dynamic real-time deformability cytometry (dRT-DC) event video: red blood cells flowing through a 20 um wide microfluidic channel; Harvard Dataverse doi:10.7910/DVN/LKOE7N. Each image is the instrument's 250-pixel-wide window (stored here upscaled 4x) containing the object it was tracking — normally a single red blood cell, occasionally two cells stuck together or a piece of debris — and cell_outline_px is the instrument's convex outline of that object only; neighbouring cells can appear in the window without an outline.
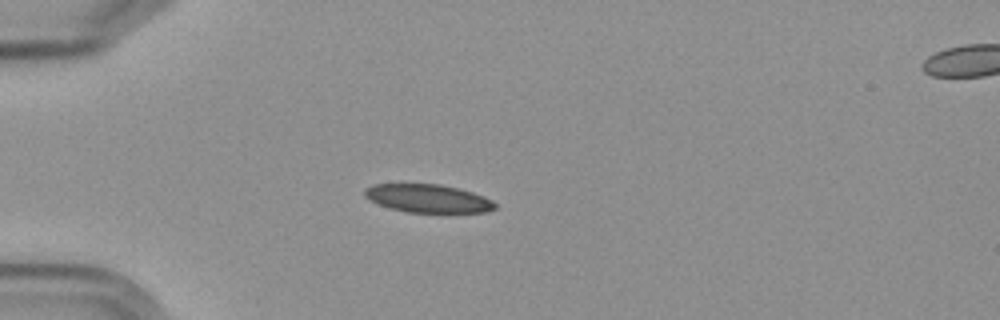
{"species": "Egyptian fruit bat (a non-hibernating species)", "species_latin": "Rousettus aegyptiacus", "temperature_condition": "cold", "stored_images_in_passage": 6, "camera_frame_rate_fps": 3000, "um_per_image_px": 0.085, "frame": {"image": 1, "passage_image": 4, "time_ms": 3.667, "image_size_px": [1000, 320], "cell_outline_px": [[496, 208], [488, 212], [408, 212], [392, 208], [380, 204], [364, 196], [364, 188], [372, 184], [440, 184], [472, 192], [484, 196], [492, 200], [496, 204]], "centroid_in_image_um": [36.39, 16.86], "position_along_channel_um": 48.6, "area_um2": 21.21}}
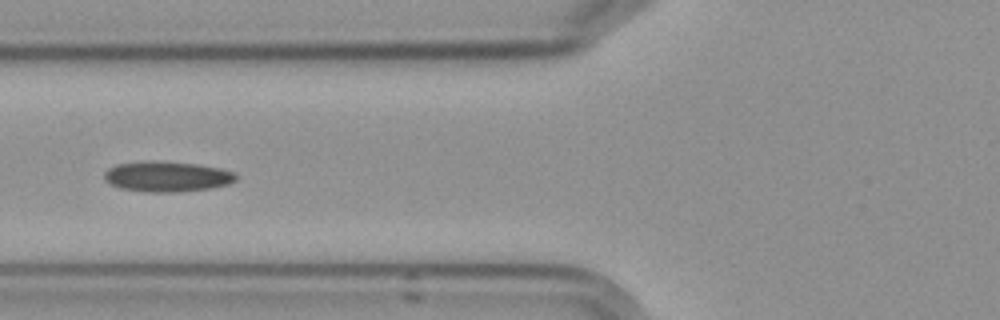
{"frame": {"image": 2, "passage_image": 6, "time_ms": 6.0, "image_size_px": [1000, 320], "cell_outline_px": [[236, 180], [228, 184], [212, 188], [176, 192], [148, 192], [120, 188], [104, 180], [104, 172], [108, 168], [116, 164], [196, 164], [220, 168], [236, 172]], "centroid_in_image_um": [14.25, 15.06], "position_along_channel_um": 111.6, "area_um2": 22.25}}